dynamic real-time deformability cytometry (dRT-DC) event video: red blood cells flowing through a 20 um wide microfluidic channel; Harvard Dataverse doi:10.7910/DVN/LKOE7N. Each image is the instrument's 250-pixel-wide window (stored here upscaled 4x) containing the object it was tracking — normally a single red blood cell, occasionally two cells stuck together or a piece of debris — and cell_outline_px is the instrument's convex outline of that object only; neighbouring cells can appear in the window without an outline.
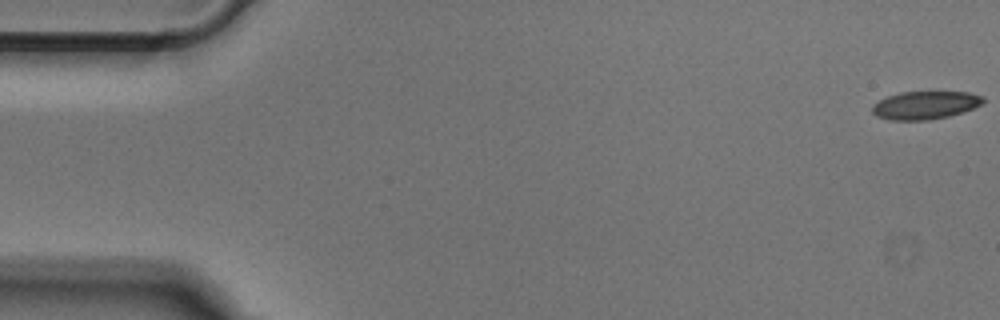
{"species": "Egyptian fruit bat (a non-hibernating species)", "species_latin": "Rousettus aegyptiacus", "temperature_condition": "cold", "stored_images_in_passage": 52, "camera_frame_rate_fps": 3000, "um_per_image_px": 0.085, "animal": {"sex": "male"}, "frame": {"image": 1, "passage_image": 1, "time_ms": 0.0, "image_size_px": [1000, 320], "cell_outline_px": [[984, 100], [980, 104], [972, 108], [948, 116], [928, 120], [888, 120], [876, 116], [872, 112], [872, 104], [888, 96], [900, 92], [968, 92], [984, 96]], "centroid_in_image_um": [78.6, 8.94], "position_along_channel_um": 6.4, "area_um2": 17.98}}
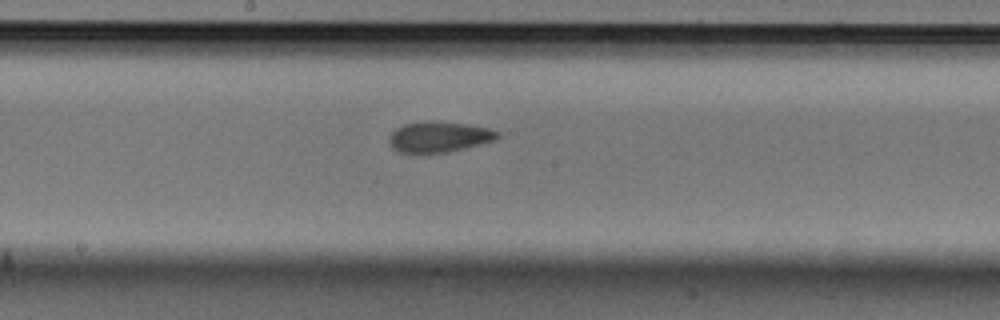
{"frame": {"image": 2, "passage_image": 27, "time_ms": 8.667, "image_size_px": [1000, 320], "cell_outline_px": [[500, 136], [496, 140], [448, 152], [416, 156], [396, 152], [388, 144], [388, 136], [396, 128], [404, 124], [428, 120], [464, 124], [488, 128], [500, 132]], "centroid_in_image_um": [37.22, 11.68], "position_along_channel_um": 211.0, "area_um2": 20.11}}
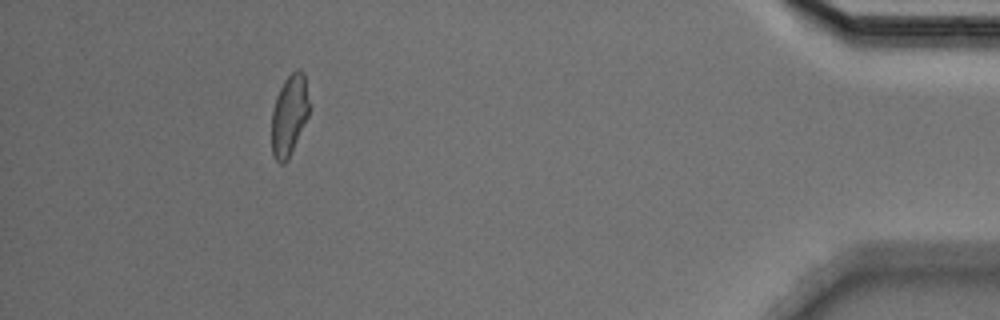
{"frame": {"image": 3, "passage_image": 47, "time_ms": 15.333, "image_size_px": [1000, 320], "cell_outline_px": [[308, 116], [288, 160], [284, 164], [280, 164], [276, 160], [272, 152], [272, 108], [276, 96], [284, 80], [296, 68], [300, 68], [304, 72], [308, 100]], "centroid_in_image_um": [24.57, 9.78], "position_along_channel_um": 410.6, "area_um2": 17.63}}